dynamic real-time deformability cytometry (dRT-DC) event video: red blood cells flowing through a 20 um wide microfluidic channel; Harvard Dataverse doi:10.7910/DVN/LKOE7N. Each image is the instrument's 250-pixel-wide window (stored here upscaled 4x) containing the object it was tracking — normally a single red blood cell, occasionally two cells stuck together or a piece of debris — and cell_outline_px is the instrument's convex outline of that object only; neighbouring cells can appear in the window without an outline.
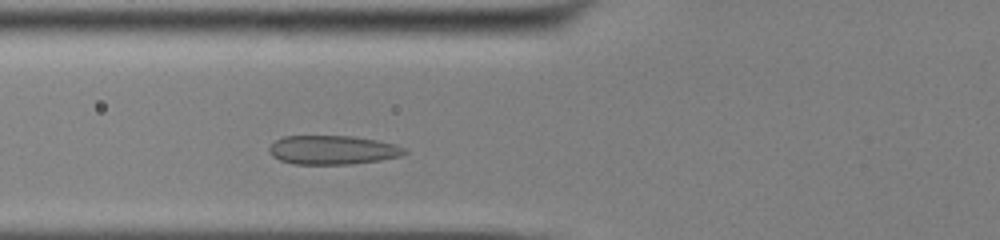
{"species": "common noctule bat (a hibernating species)", "species_latin": "Nyctalus noctula", "temperature_condition": "cold", "stored_images_in_passage": 33, "camera_frame_rate_fps": 3000, "um_per_image_px": 0.085, "animal": {"sex": "male", "body_mass_g": 13.0, "forearm_length_mm": 53.1}, "frame": {"image": 1, "passage_image": 6, "time_ms": 1.667, "image_size_px": [1000, 240], "cell_outline_px": [[408, 152], [400, 156], [380, 160], [352, 164], [292, 164], [280, 160], [272, 156], [268, 152], [268, 148], [276, 140], [284, 136], [352, 136], [376, 140], [396, 144], [404, 148]], "centroid_in_image_um": [28.26, 12.75], "position_along_channel_um": 97.5, "area_um2": 22.89}}
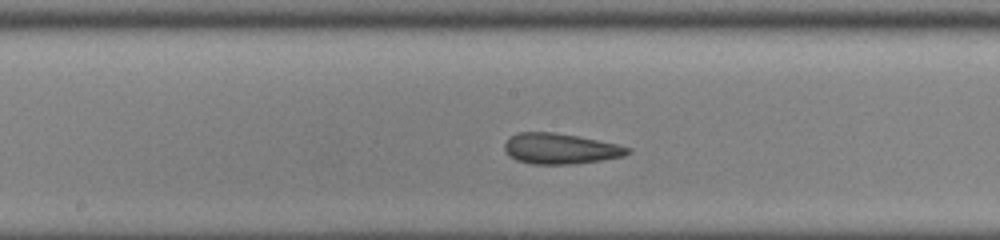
{"frame": {"image": 2, "passage_image": 14, "time_ms": 4.333, "image_size_px": [1000, 240], "cell_outline_px": [[632, 152], [624, 156], [576, 164], [532, 164], [516, 160], [504, 148], [504, 144], [508, 136], [520, 132], [552, 132], [576, 136], [616, 144], [632, 148]], "centroid_in_image_um": [47.63, 12.64], "position_along_channel_um": 200.6, "area_um2": 21.85}}
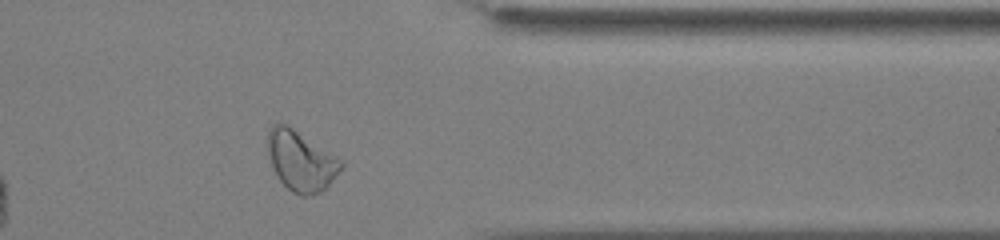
{"frame": {"image": 3, "passage_image": 29, "time_ms": 9.333, "image_size_px": [1000, 240], "cell_outline_px": [[344, 168], [320, 192], [304, 196], [300, 196], [292, 192], [276, 176], [272, 168], [268, 156], [268, 132], [272, 124], [288, 124], [340, 160], [344, 164]], "centroid_in_image_um": [25.55, 13.68], "position_along_channel_um": 385.9, "area_um2": 25.37}, "authors_computed_cell_mechanics": {"area_um2": 22.5998, "velocity_mm_per_s": 3.8553, "shape_relaxation_time_tau1_ms": 9.7836, "shape_relaxation_time_tau2_ms": 1.6108, "deformation_change_tau1": 0.1547, "deformation_change_tau2": 0.0604}}